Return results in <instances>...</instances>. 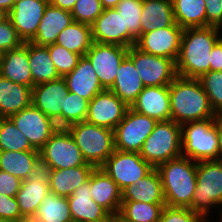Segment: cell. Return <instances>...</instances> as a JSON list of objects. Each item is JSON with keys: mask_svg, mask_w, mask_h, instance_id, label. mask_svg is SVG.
Listing matches in <instances>:
<instances>
[{"mask_svg": "<svg viewBox=\"0 0 222 222\" xmlns=\"http://www.w3.org/2000/svg\"><path fill=\"white\" fill-rule=\"evenodd\" d=\"M221 38L222 30L216 27L185 28L175 61L177 75L198 79L209 72L212 48Z\"/></svg>", "mask_w": 222, "mask_h": 222, "instance_id": "6da1fadb", "label": "cell"}, {"mask_svg": "<svg viewBox=\"0 0 222 222\" xmlns=\"http://www.w3.org/2000/svg\"><path fill=\"white\" fill-rule=\"evenodd\" d=\"M169 95L171 120L179 125L218 116L198 79L177 75L169 85Z\"/></svg>", "mask_w": 222, "mask_h": 222, "instance_id": "7a4b0ae2", "label": "cell"}, {"mask_svg": "<svg viewBox=\"0 0 222 222\" xmlns=\"http://www.w3.org/2000/svg\"><path fill=\"white\" fill-rule=\"evenodd\" d=\"M162 183L165 204L170 207L191 206L196 190V161L179 156L156 167Z\"/></svg>", "mask_w": 222, "mask_h": 222, "instance_id": "3957f363", "label": "cell"}, {"mask_svg": "<svg viewBox=\"0 0 222 222\" xmlns=\"http://www.w3.org/2000/svg\"><path fill=\"white\" fill-rule=\"evenodd\" d=\"M196 180V190L189 209L209 222L213 210L217 212L216 209L222 204V161L196 162Z\"/></svg>", "mask_w": 222, "mask_h": 222, "instance_id": "277c9868", "label": "cell"}, {"mask_svg": "<svg viewBox=\"0 0 222 222\" xmlns=\"http://www.w3.org/2000/svg\"><path fill=\"white\" fill-rule=\"evenodd\" d=\"M79 147L86 163L101 167L115 151L114 130L90 124L86 121L66 128Z\"/></svg>", "mask_w": 222, "mask_h": 222, "instance_id": "5b68a950", "label": "cell"}, {"mask_svg": "<svg viewBox=\"0 0 222 222\" xmlns=\"http://www.w3.org/2000/svg\"><path fill=\"white\" fill-rule=\"evenodd\" d=\"M181 139L182 156L196 162L218 160L215 118L182 124Z\"/></svg>", "mask_w": 222, "mask_h": 222, "instance_id": "8992f818", "label": "cell"}, {"mask_svg": "<svg viewBox=\"0 0 222 222\" xmlns=\"http://www.w3.org/2000/svg\"><path fill=\"white\" fill-rule=\"evenodd\" d=\"M181 155V125L173 120L159 121L140 151V156L154 168Z\"/></svg>", "mask_w": 222, "mask_h": 222, "instance_id": "52a82bcc", "label": "cell"}, {"mask_svg": "<svg viewBox=\"0 0 222 222\" xmlns=\"http://www.w3.org/2000/svg\"><path fill=\"white\" fill-rule=\"evenodd\" d=\"M41 169H64L86 165L79 147L66 128H58L39 150Z\"/></svg>", "mask_w": 222, "mask_h": 222, "instance_id": "ba28073f", "label": "cell"}, {"mask_svg": "<svg viewBox=\"0 0 222 222\" xmlns=\"http://www.w3.org/2000/svg\"><path fill=\"white\" fill-rule=\"evenodd\" d=\"M127 57L133 62L145 87L169 86L177 76L175 62L145 53L135 45L128 48Z\"/></svg>", "mask_w": 222, "mask_h": 222, "instance_id": "9c48e42d", "label": "cell"}, {"mask_svg": "<svg viewBox=\"0 0 222 222\" xmlns=\"http://www.w3.org/2000/svg\"><path fill=\"white\" fill-rule=\"evenodd\" d=\"M158 121L127 109L123 120L114 129L115 150L140 153L144 141Z\"/></svg>", "mask_w": 222, "mask_h": 222, "instance_id": "30bf717a", "label": "cell"}, {"mask_svg": "<svg viewBox=\"0 0 222 222\" xmlns=\"http://www.w3.org/2000/svg\"><path fill=\"white\" fill-rule=\"evenodd\" d=\"M121 191L148 175L154 167L140 153L115 150L100 167Z\"/></svg>", "mask_w": 222, "mask_h": 222, "instance_id": "8fae6325", "label": "cell"}, {"mask_svg": "<svg viewBox=\"0 0 222 222\" xmlns=\"http://www.w3.org/2000/svg\"><path fill=\"white\" fill-rule=\"evenodd\" d=\"M127 53V47L93 42L85 54L105 90H109L114 84L119 67L127 57Z\"/></svg>", "mask_w": 222, "mask_h": 222, "instance_id": "7c38bea8", "label": "cell"}, {"mask_svg": "<svg viewBox=\"0 0 222 222\" xmlns=\"http://www.w3.org/2000/svg\"><path fill=\"white\" fill-rule=\"evenodd\" d=\"M9 118L27 137L31 146L38 151L58 129L53 119L32 104Z\"/></svg>", "mask_w": 222, "mask_h": 222, "instance_id": "4fadbf2b", "label": "cell"}, {"mask_svg": "<svg viewBox=\"0 0 222 222\" xmlns=\"http://www.w3.org/2000/svg\"><path fill=\"white\" fill-rule=\"evenodd\" d=\"M183 30L174 23L170 27L143 33L137 38L135 46L145 53L170 58L175 62L179 54Z\"/></svg>", "mask_w": 222, "mask_h": 222, "instance_id": "5bb4252c", "label": "cell"}, {"mask_svg": "<svg viewBox=\"0 0 222 222\" xmlns=\"http://www.w3.org/2000/svg\"><path fill=\"white\" fill-rule=\"evenodd\" d=\"M93 42L131 47L136 44V38L124 30V21L116 8L104 9L101 15L91 25Z\"/></svg>", "mask_w": 222, "mask_h": 222, "instance_id": "9a60e30c", "label": "cell"}, {"mask_svg": "<svg viewBox=\"0 0 222 222\" xmlns=\"http://www.w3.org/2000/svg\"><path fill=\"white\" fill-rule=\"evenodd\" d=\"M129 107L112 91L103 90L89 101L86 122L114 130Z\"/></svg>", "mask_w": 222, "mask_h": 222, "instance_id": "2e32d148", "label": "cell"}, {"mask_svg": "<svg viewBox=\"0 0 222 222\" xmlns=\"http://www.w3.org/2000/svg\"><path fill=\"white\" fill-rule=\"evenodd\" d=\"M68 94L66 82L63 77H60L34 85L31 104L53 119L57 127L61 128V110H64V102Z\"/></svg>", "mask_w": 222, "mask_h": 222, "instance_id": "e0dca14e", "label": "cell"}, {"mask_svg": "<svg viewBox=\"0 0 222 222\" xmlns=\"http://www.w3.org/2000/svg\"><path fill=\"white\" fill-rule=\"evenodd\" d=\"M49 0H19L6 15L23 42L30 41L38 30Z\"/></svg>", "mask_w": 222, "mask_h": 222, "instance_id": "ac0fdd59", "label": "cell"}, {"mask_svg": "<svg viewBox=\"0 0 222 222\" xmlns=\"http://www.w3.org/2000/svg\"><path fill=\"white\" fill-rule=\"evenodd\" d=\"M130 108L158 122L171 120L169 86L145 87Z\"/></svg>", "mask_w": 222, "mask_h": 222, "instance_id": "d6986e66", "label": "cell"}, {"mask_svg": "<svg viewBox=\"0 0 222 222\" xmlns=\"http://www.w3.org/2000/svg\"><path fill=\"white\" fill-rule=\"evenodd\" d=\"M90 194L92 199L111 216H116L122 204V191L110 176L100 167L90 175Z\"/></svg>", "mask_w": 222, "mask_h": 222, "instance_id": "ffe728a7", "label": "cell"}, {"mask_svg": "<svg viewBox=\"0 0 222 222\" xmlns=\"http://www.w3.org/2000/svg\"><path fill=\"white\" fill-rule=\"evenodd\" d=\"M48 193H50L49 180L44 170L22 181L15 196L21 215L24 218H33Z\"/></svg>", "mask_w": 222, "mask_h": 222, "instance_id": "44dd1931", "label": "cell"}, {"mask_svg": "<svg viewBox=\"0 0 222 222\" xmlns=\"http://www.w3.org/2000/svg\"><path fill=\"white\" fill-rule=\"evenodd\" d=\"M69 92L91 101L98 93L105 90L99 82L90 60L81 56L77 66L63 77Z\"/></svg>", "mask_w": 222, "mask_h": 222, "instance_id": "7402d4cb", "label": "cell"}, {"mask_svg": "<svg viewBox=\"0 0 222 222\" xmlns=\"http://www.w3.org/2000/svg\"><path fill=\"white\" fill-rule=\"evenodd\" d=\"M73 222H102L111 215L90 194V177L67 197Z\"/></svg>", "mask_w": 222, "mask_h": 222, "instance_id": "603a6c76", "label": "cell"}, {"mask_svg": "<svg viewBox=\"0 0 222 222\" xmlns=\"http://www.w3.org/2000/svg\"><path fill=\"white\" fill-rule=\"evenodd\" d=\"M94 169L93 165L87 163L71 168L42 170L47 174L50 192L58 196L69 197L80 185L88 181Z\"/></svg>", "mask_w": 222, "mask_h": 222, "instance_id": "cb8c5ba5", "label": "cell"}, {"mask_svg": "<svg viewBox=\"0 0 222 222\" xmlns=\"http://www.w3.org/2000/svg\"><path fill=\"white\" fill-rule=\"evenodd\" d=\"M73 22L71 12L54 7L49 3L44 11L36 35L30 42L39 46L54 44L58 35Z\"/></svg>", "mask_w": 222, "mask_h": 222, "instance_id": "d4e9b609", "label": "cell"}, {"mask_svg": "<svg viewBox=\"0 0 222 222\" xmlns=\"http://www.w3.org/2000/svg\"><path fill=\"white\" fill-rule=\"evenodd\" d=\"M0 75L14 83L33 87L31 69L29 67L28 41L20 47L2 54Z\"/></svg>", "mask_w": 222, "mask_h": 222, "instance_id": "484cf974", "label": "cell"}, {"mask_svg": "<svg viewBox=\"0 0 222 222\" xmlns=\"http://www.w3.org/2000/svg\"><path fill=\"white\" fill-rule=\"evenodd\" d=\"M0 170L24 181L42 170L39 151H0Z\"/></svg>", "mask_w": 222, "mask_h": 222, "instance_id": "4316f807", "label": "cell"}, {"mask_svg": "<svg viewBox=\"0 0 222 222\" xmlns=\"http://www.w3.org/2000/svg\"><path fill=\"white\" fill-rule=\"evenodd\" d=\"M145 88L141 77L134 67L133 62L126 57L118 70L114 84L109 89L128 107L136 101L138 95Z\"/></svg>", "mask_w": 222, "mask_h": 222, "instance_id": "83f0119b", "label": "cell"}, {"mask_svg": "<svg viewBox=\"0 0 222 222\" xmlns=\"http://www.w3.org/2000/svg\"><path fill=\"white\" fill-rule=\"evenodd\" d=\"M32 87L14 83L0 75V118H9L31 105Z\"/></svg>", "mask_w": 222, "mask_h": 222, "instance_id": "f1b7e54d", "label": "cell"}, {"mask_svg": "<svg viewBox=\"0 0 222 222\" xmlns=\"http://www.w3.org/2000/svg\"><path fill=\"white\" fill-rule=\"evenodd\" d=\"M122 201L165 203L160 175L154 168L122 191Z\"/></svg>", "mask_w": 222, "mask_h": 222, "instance_id": "f546056e", "label": "cell"}, {"mask_svg": "<svg viewBox=\"0 0 222 222\" xmlns=\"http://www.w3.org/2000/svg\"><path fill=\"white\" fill-rule=\"evenodd\" d=\"M141 34L175 23L172 0H142Z\"/></svg>", "mask_w": 222, "mask_h": 222, "instance_id": "4dcf8cb0", "label": "cell"}, {"mask_svg": "<svg viewBox=\"0 0 222 222\" xmlns=\"http://www.w3.org/2000/svg\"><path fill=\"white\" fill-rule=\"evenodd\" d=\"M28 57L33 86L60 78L47 46L35 45L28 41Z\"/></svg>", "mask_w": 222, "mask_h": 222, "instance_id": "1f68e13d", "label": "cell"}, {"mask_svg": "<svg viewBox=\"0 0 222 222\" xmlns=\"http://www.w3.org/2000/svg\"><path fill=\"white\" fill-rule=\"evenodd\" d=\"M175 23L181 28L206 27L205 0H172Z\"/></svg>", "mask_w": 222, "mask_h": 222, "instance_id": "d6a6232c", "label": "cell"}, {"mask_svg": "<svg viewBox=\"0 0 222 222\" xmlns=\"http://www.w3.org/2000/svg\"><path fill=\"white\" fill-rule=\"evenodd\" d=\"M55 43L84 56L93 43L91 26L74 21L58 35Z\"/></svg>", "mask_w": 222, "mask_h": 222, "instance_id": "836d02e7", "label": "cell"}, {"mask_svg": "<svg viewBox=\"0 0 222 222\" xmlns=\"http://www.w3.org/2000/svg\"><path fill=\"white\" fill-rule=\"evenodd\" d=\"M33 219L37 222H73L68 198L48 193L39 205Z\"/></svg>", "mask_w": 222, "mask_h": 222, "instance_id": "e575fe53", "label": "cell"}, {"mask_svg": "<svg viewBox=\"0 0 222 222\" xmlns=\"http://www.w3.org/2000/svg\"><path fill=\"white\" fill-rule=\"evenodd\" d=\"M165 203L122 201L119 214L132 222H159Z\"/></svg>", "mask_w": 222, "mask_h": 222, "instance_id": "d590c367", "label": "cell"}, {"mask_svg": "<svg viewBox=\"0 0 222 222\" xmlns=\"http://www.w3.org/2000/svg\"><path fill=\"white\" fill-rule=\"evenodd\" d=\"M36 150L10 118H0V151Z\"/></svg>", "mask_w": 222, "mask_h": 222, "instance_id": "8d00e7d4", "label": "cell"}, {"mask_svg": "<svg viewBox=\"0 0 222 222\" xmlns=\"http://www.w3.org/2000/svg\"><path fill=\"white\" fill-rule=\"evenodd\" d=\"M89 101L79 95L69 92L61 110V128L86 120Z\"/></svg>", "mask_w": 222, "mask_h": 222, "instance_id": "74e56055", "label": "cell"}, {"mask_svg": "<svg viewBox=\"0 0 222 222\" xmlns=\"http://www.w3.org/2000/svg\"><path fill=\"white\" fill-rule=\"evenodd\" d=\"M128 30L136 39L141 35L142 0H120L115 7Z\"/></svg>", "mask_w": 222, "mask_h": 222, "instance_id": "f35d334b", "label": "cell"}, {"mask_svg": "<svg viewBox=\"0 0 222 222\" xmlns=\"http://www.w3.org/2000/svg\"><path fill=\"white\" fill-rule=\"evenodd\" d=\"M208 96L211 108L222 115V71H209L198 78Z\"/></svg>", "mask_w": 222, "mask_h": 222, "instance_id": "ab89813d", "label": "cell"}, {"mask_svg": "<svg viewBox=\"0 0 222 222\" xmlns=\"http://www.w3.org/2000/svg\"><path fill=\"white\" fill-rule=\"evenodd\" d=\"M47 48L60 77H64L72 72L81 57L79 54L71 52L56 43L47 45Z\"/></svg>", "mask_w": 222, "mask_h": 222, "instance_id": "60d3db41", "label": "cell"}, {"mask_svg": "<svg viewBox=\"0 0 222 222\" xmlns=\"http://www.w3.org/2000/svg\"><path fill=\"white\" fill-rule=\"evenodd\" d=\"M103 10L100 0H77L71 15L74 21L91 26Z\"/></svg>", "mask_w": 222, "mask_h": 222, "instance_id": "b9f144b4", "label": "cell"}, {"mask_svg": "<svg viewBox=\"0 0 222 222\" xmlns=\"http://www.w3.org/2000/svg\"><path fill=\"white\" fill-rule=\"evenodd\" d=\"M159 222H207L201 215L186 207L165 205Z\"/></svg>", "mask_w": 222, "mask_h": 222, "instance_id": "7bdbcfd3", "label": "cell"}, {"mask_svg": "<svg viewBox=\"0 0 222 222\" xmlns=\"http://www.w3.org/2000/svg\"><path fill=\"white\" fill-rule=\"evenodd\" d=\"M23 43L10 19L7 16L2 18L0 20V51L4 53L16 49Z\"/></svg>", "mask_w": 222, "mask_h": 222, "instance_id": "ee69618b", "label": "cell"}, {"mask_svg": "<svg viewBox=\"0 0 222 222\" xmlns=\"http://www.w3.org/2000/svg\"><path fill=\"white\" fill-rule=\"evenodd\" d=\"M0 218L14 222L23 219L16 197L0 194Z\"/></svg>", "mask_w": 222, "mask_h": 222, "instance_id": "f6af8a7d", "label": "cell"}, {"mask_svg": "<svg viewBox=\"0 0 222 222\" xmlns=\"http://www.w3.org/2000/svg\"><path fill=\"white\" fill-rule=\"evenodd\" d=\"M206 27L222 30V0H205Z\"/></svg>", "mask_w": 222, "mask_h": 222, "instance_id": "bcb514c9", "label": "cell"}, {"mask_svg": "<svg viewBox=\"0 0 222 222\" xmlns=\"http://www.w3.org/2000/svg\"><path fill=\"white\" fill-rule=\"evenodd\" d=\"M22 180L0 170V194L15 197L21 187Z\"/></svg>", "mask_w": 222, "mask_h": 222, "instance_id": "7dc6e473", "label": "cell"}, {"mask_svg": "<svg viewBox=\"0 0 222 222\" xmlns=\"http://www.w3.org/2000/svg\"><path fill=\"white\" fill-rule=\"evenodd\" d=\"M210 71H222V38L214 45L211 51Z\"/></svg>", "mask_w": 222, "mask_h": 222, "instance_id": "c3c4849f", "label": "cell"}, {"mask_svg": "<svg viewBox=\"0 0 222 222\" xmlns=\"http://www.w3.org/2000/svg\"><path fill=\"white\" fill-rule=\"evenodd\" d=\"M77 0H49V3L57 8L71 12Z\"/></svg>", "mask_w": 222, "mask_h": 222, "instance_id": "681fc988", "label": "cell"}, {"mask_svg": "<svg viewBox=\"0 0 222 222\" xmlns=\"http://www.w3.org/2000/svg\"><path fill=\"white\" fill-rule=\"evenodd\" d=\"M215 126L217 131L218 148H219L218 160L222 161V115H218L215 118Z\"/></svg>", "mask_w": 222, "mask_h": 222, "instance_id": "f907efd6", "label": "cell"}, {"mask_svg": "<svg viewBox=\"0 0 222 222\" xmlns=\"http://www.w3.org/2000/svg\"><path fill=\"white\" fill-rule=\"evenodd\" d=\"M13 0H0V11L7 15L13 8Z\"/></svg>", "mask_w": 222, "mask_h": 222, "instance_id": "816d5d0a", "label": "cell"}, {"mask_svg": "<svg viewBox=\"0 0 222 222\" xmlns=\"http://www.w3.org/2000/svg\"><path fill=\"white\" fill-rule=\"evenodd\" d=\"M120 0H100L104 9L115 8Z\"/></svg>", "mask_w": 222, "mask_h": 222, "instance_id": "f5cc1de1", "label": "cell"}, {"mask_svg": "<svg viewBox=\"0 0 222 222\" xmlns=\"http://www.w3.org/2000/svg\"><path fill=\"white\" fill-rule=\"evenodd\" d=\"M116 222H132L125 220L119 213L115 216Z\"/></svg>", "mask_w": 222, "mask_h": 222, "instance_id": "db71d44e", "label": "cell"}, {"mask_svg": "<svg viewBox=\"0 0 222 222\" xmlns=\"http://www.w3.org/2000/svg\"><path fill=\"white\" fill-rule=\"evenodd\" d=\"M17 222H37V221L33 218H23V219H20Z\"/></svg>", "mask_w": 222, "mask_h": 222, "instance_id": "11a10c76", "label": "cell"}, {"mask_svg": "<svg viewBox=\"0 0 222 222\" xmlns=\"http://www.w3.org/2000/svg\"><path fill=\"white\" fill-rule=\"evenodd\" d=\"M219 208H220V210H219V211H220V212H219L220 215L218 214V216H220V217H218V218H220V219L217 220V221H218V222H222V204L219 206ZM209 222H212L211 219H210Z\"/></svg>", "mask_w": 222, "mask_h": 222, "instance_id": "9f6ffc18", "label": "cell"}, {"mask_svg": "<svg viewBox=\"0 0 222 222\" xmlns=\"http://www.w3.org/2000/svg\"><path fill=\"white\" fill-rule=\"evenodd\" d=\"M102 222H116L115 216H110L107 220H104Z\"/></svg>", "mask_w": 222, "mask_h": 222, "instance_id": "6f0895ef", "label": "cell"}, {"mask_svg": "<svg viewBox=\"0 0 222 222\" xmlns=\"http://www.w3.org/2000/svg\"><path fill=\"white\" fill-rule=\"evenodd\" d=\"M0 222H14V221H11V220H7V219L0 218Z\"/></svg>", "mask_w": 222, "mask_h": 222, "instance_id": "680465c9", "label": "cell"}, {"mask_svg": "<svg viewBox=\"0 0 222 222\" xmlns=\"http://www.w3.org/2000/svg\"><path fill=\"white\" fill-rule=\"evenodd\" d=\"M6 15L2 12V11H0V20L2 19V18H4Z\"/></svg>", "mask_w": 222, "mask_h": 222, "instance_id": "91938a15", "label": "cell"}, {"mask_svg": "<svg viewBox=\"0 0 222 222\" xmlns=\"http://www.w3.org/2000/svg\"><path fill=\"white\" fill-rule=\"evenodd\" d=\"M2 54H3V52L0 51V62H1V60H2Z\"/></svg>", "mask_w": 222, "mask_h": 222, "instance_id": "94428289", "label": "cell"}]
</instances>
